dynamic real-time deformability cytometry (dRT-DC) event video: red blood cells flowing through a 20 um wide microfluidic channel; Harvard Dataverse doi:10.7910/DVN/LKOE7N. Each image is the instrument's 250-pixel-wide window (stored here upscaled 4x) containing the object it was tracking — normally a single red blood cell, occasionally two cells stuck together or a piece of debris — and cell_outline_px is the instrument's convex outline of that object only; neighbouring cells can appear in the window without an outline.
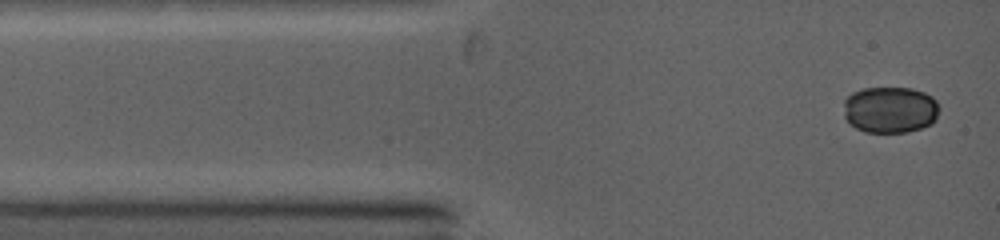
{"species": "common noctule bat (a hibernating species)", "species_latin": "Nyctalus noctula", "temperature_condition": "warm", "stored_images_in_passage": 30, "camera_frame_rate_fps": 5000, "um_per_image_px": 0.085, "animal": {"sex": "female", "body_mass_g": 19.0, "forearm_length_mm": 53.3}, "frame": {"image": 1, "passage_image": 1, "time_ms": 0.0, "image_size_px": [1000, 240], "cell_outline_px": [[940, 108], [936, 120], [932, 124], [908, 132], [864, 132], [856, 128], [844, 116], [844, 100], [852, 92], [864, 88], [912, 88], [924, 92], [932, 96], [936, 100]], "centroid_in_image_um": [75.69, 9.32], "position_along_channel_um": 9.3, "area_um2": 26.13}}
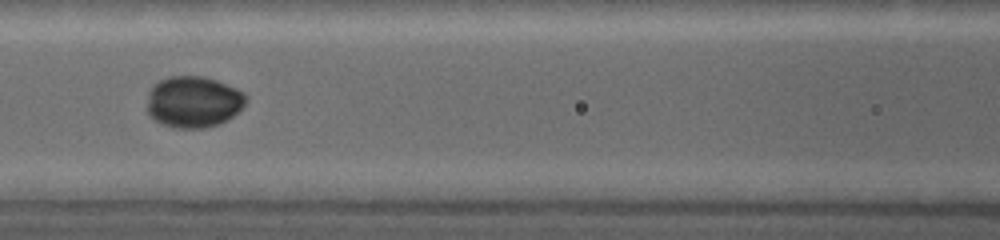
{"frame": {"image": 2, "passage_image": 14, "time_ms": 4.4, "image_size_px": [1000, 240], "cell_outline_px": [[248, 100], [228, 120], [220, 124], [204, 128], [176, 128], [164, 124], [148, 116], [148, 92], [160, 80], [168, 76], [204, 76], [216, 80], [236, 88], [244, 92], [248, 96]], "centroid_in_image_um": [16.46, 8.65], "position_along_channel_um": 150.1, "area_um2": 29.65}}
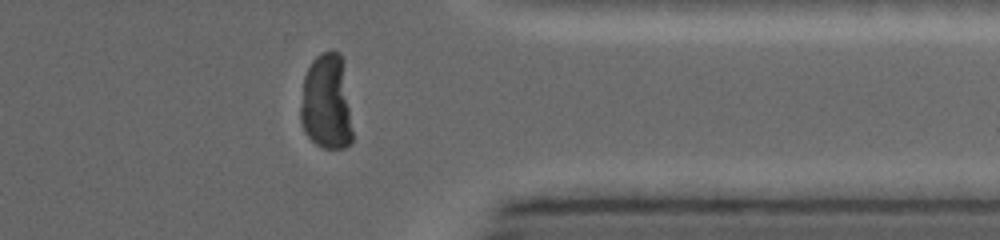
{"frame": {"image": 3, "passage_image": 30, "time_ms": 10.0, "image_size_px": [1000, 240], "cell_outline_px": [[352, 144], [344, 148], [324, 148], [316, 144], [304, 132], [300, 120], [300, 108], [304, 76], [312, 60], [316, 56], [324, 52], [340, 52], [352, 132]], "centroid_in_image_um": [27.71, 8.75], "position_along_channel_um": 383.7, "area_um2": 28.5}, "authors_computed_cell_mechanics": {"area_um2": 28.8711, "velocity_mm_per_s": 4.2837, "shape_relaxation_time_tau1_ms": 3.5817, "shape_relaxation_time_tau2_ms": null, "deformation_change_tau1": 0.1263, "deformation_change_tau2": null}}